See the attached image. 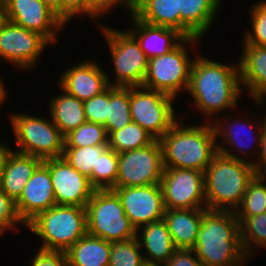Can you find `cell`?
Instances as JSON below:
<instances>
[{
	"label": "cell",
	"mask_w": 266,
	"mask_h": 266,
	"mask_svg": "<svg viewBox=\"0 0 266 266\" xmlns=\"http://www.w3.org/2000/svg\"><path fill=\"white\" fill-rule=\"evenodd\" d=\"M240 223V236L245 254L250 258L258 250L266 249V213L251 217H236ZM255 244V245H254ZM254 252V253H253Z\"/></svg>",
	"instance_id": "cell-31"
},
{
	"label": "cell",
	"mask_w": 266,
	"mask_h": 266,
	"mask_svg": "<svg viewBox=\"0 0 266 266\" xmlns=\"http://www.w3.org/2000/svg\"><path fill=\"white\" fill-rule=\"evenodd\" d=\"M163 171L161 144L154 140L143 148L119 153L118 175L113 188L160 184Z\"/></svg>",
	"instance_id": "cell-11"
},
{
	"label": "cell",
	"mask_w": 266,
	"mask_h": 266,
	"mask_svg": "<svg viewBox=\"0 0 266 266\" xmlns=\"http://www.w3.org/2000/svg\"><path fill=\"white\" fill-rule=\"evenodd\" d=\"M108 145L86 147H64L62 157L81 174L90 178L92 170H97L98 157Z\"/></svg>",
	"instance_id": "cell-34"
},
{
	"label": "cell",
	"mask_w": 266,
	"mask_h": 266,
	"mask_svg": "<svg viewBox=\"0 0 266 266\" xmlns=\"http://www.w3.org/2000/svg\"><path fill=\"white\" fill-rule=\"evenodd\" d=\"M2 79L0 78V95L5 91L4 84L1 81Z\"/></svg>",
	"instance_id": "cell-50"
},
{
	"label": "cell",
	"mask_w": 266,
	"mask_h": 266,
	"mask_svg": "<svg viewBox=\"0 0 266 266\" xmlns=\"http://www.w3.org/2000/svg\"><path fill=\"white\" fill-rule=\"evenodd\" d=\"M222 0H180V33L186 38L198 37L210 31Z\"/></svg>",
	"instance_id": "cell-21"
},
{
	"label": "cell",
	"mask_w": 266,
	"mask_h": 266,
	"mask_svg": "<svg viewBox=\"0 0 266 266\" xmlns=\"http://www.w3.org/2000/svg\"><path fill=\"white\" fill-rule=\"evenodd\" d=\"M264 116H265V118H262L263 121L261 120L259 123L257 122L256 125H255V123L254 124L251 123V120L250 119L247 120L246 118L243 121L242 120H239V118H238V120L236 118L234 120L231 116H229V117L227 116L224 119H221V118L215 119V121H213V126H214V129H215L216 138L219 140V138L222 137L221 139H223L221 142L217 140V142H218L217 143V150H218V152L220 154H223L224 156H227V157L236 158V159H239V160H242V161H245V162L252 163V161L246 159V156L248 157L249 154L251 156L250 151H249V153L246 152L249 149V145H248L249 144L248 143L249 142V138L253 142L252 145H253V149L254 150H252L251 152L253 153V151H255V149H256V151L254 152V154H252V156H253V155H256L257 152L259 153V151H260L261 135H262L263 127H264V125L266 123V114ZM220 119H221V121H220ZM222 122L225 123L224 124L225 126L223 125ZM253 126H256V127L254 128ZM243 127L246 128V129H249L247 131L250 133V136L248 135L249 137H247L246 136L247 134L244 133L245 135L242 137V139H244L245 141H247L248 144L244 140H243L244 142H241L242 139H241V136L240 135H241V132H242L241 129H244ZM252 129H253V131H254V133L256 135L253 133ZM219 142H220V144H219ZM223 143L225 145H228V147L231 148V149L233 147L232 150H234V148H235V150L239 151L240 154L242 153L241 154L242 157L241 156H238V154L236 155V153H233L234 151L231 152L230 149L228 147L224 146ZM256 145H258V146H256ZM254 146L256 148H254ZM245 149H247V150H245Z\"/></svg>",
	"instance_id": "cell-17"
},
{
	"label": "cell",
	"mask_w": 266,
	"mask_h": 266,
	"mask_svg": "<svg viewBox=\"0 0 266 266\" xmlns=\"http://www.w3.org/2000/svg\"><path fill=\"white\" fill-rule=\"evenodd\" d=\"M89 1V17L95 20L99 18V16L107 13H110L115 6L126 7L129 13H132L134 10V0H88Z\"/></svg>",
	"instance_id": "cell-40"
},
{
	"label": "cell",
	"mask_w": 266,
	"mask_h": 266,
	"mask_svg": "<svg viewBox=\"0 0 266 266\" xmlns=\"http://www.w3.org/2000/svg\"><path fill=\"white\" fill-rule=\"evenodd\" d=\"M9 117L18 148L14 151L36 156L42 160L63 155L64 136L52 118L50 121L26 113H11Z\"/></svg>",
	"instance_id": "cell-8"
},
{
	"label": "cell",
	"mask_w": 266,
	"mask_h": 266,
	"mask_svg": "<svg viewBox=\"0 0 266 266\" xmlns=\"http://www.w3.org/2000/svg\"><path fill=\"white\" fill-rule=\"evenodd\" d=\"M81 14L89 16L88 0H62V21L66 25L73 18H78Z\"/></svg>",
	"instance_id": "cell-42"
},
{
	"label": "cell",
	"mask_w": 266,
	"mask_h": 266,
	"mask_svg": "<svg viewBox=\"0 0 266 266\" xmlns=\"http://www.w3.org/2000/svg\"><path fill=\"white\" fill-rule=\"evenodd\" d=\"M164 266H205L197 257L194 250L176 249Z\"/></svg>",
	"instance_id": "cell-43"
},
{
	"label": "cell",
	"mask_w": 266,
	"mask_h": 266,
	"mask_svg": "<svg viewBox=\"0 0 266 266\" xmlns=\"http://www.w3.org/2000/svg\"><path fill=\"white\" fill-rule=\"evenodd\" d=\"M160 186L165 209L207 208L202 171L164 168Z\"/></svg>",
	"instance_id": "cell-12"
},
{
	"label": "cell",
	"mask_w": 266,
	"mask_h": 266,
	"mask_svg": "<svg viewBox=\"0 0 266 266\" xmlns=\"http://www.w3.org/2000/svg\"><path fill=\"white\" fill-rule=\"evenodd\" d=\"M26 227L42 239L39 249L66 252L88 233L86 209L55 205L38 214Z\"/></svg>",
	"instance_id": "cell-5"
},
{
	"label": "cell",
	"mask_w": 266,
	"mask_h": 266,
	"mask_svg": "<svg viewBox=\"0 0 266 266\" xmlns=\"http://www.w3.org/2000/svg\"><path fill=\"white\" fill-rule=\"evenodd\" d=\"M43 163L49 168L56 205L86 207L96 190L89 178L62 156L45 159Z\"/></svg>",
	"instance_id": "cell-15"
},
{
	"label": "cell",
	"mask_w": 266,
	"mask_h": 266,
	"mask_svg": "<svg viewBox=\"0 0 266 266\" xmlns=\"http://www.w3.org/2000/svg\"><path fill=\"white\" fill-rule=\"evenodd\" d=\"M142 250L137 237L111 242L109 266H142L145 262Z\"/></svg>",
	"instance_id": "cell-36"
},
{
	"label": "cell",
	"mask_w": 266,
	"mask_h": 266,
	"mask_svg": "<svg viewBox=\"0 0 266 266\" xmlns=\"http://www.w3.org/2000/svg\"><path fill=\"white\" fill-rule=\"evenodd\" d=\"M136 234L140 248H144V251H146L143 254L146 262L164 264L176 250L163 218L139 227Z\"/></svg>",
	"instance_id": "cell-23"
},
{
	"label": "cell",
	"mask_w": 266,
	"mask_h": 266,
	"mask_svg": "<svg viewBox=\"0 0 266 266\" xmlns=\"http://www.w3.org/2000/svg\"><path fill=\"white\" fill-rule=\"evenodd\" d=\"M109 86L101 93L83 102L87 122L104 125L107 122Z\"/></svg>",
	"instance_id": "cell-38"
},
{
	"label": "cell",
	"mask_w": 266,
	"mask_h": 266,
	"mask_svg": "<svg viewBox=\"0 0 266 266\" xmlns=\"http://www.w3.org/2000/svg\"><path fill=\"white\" fill-rule=\"evenodd\" d=\"M154 140L145 129L132 121L121 130L114 131L108 135V147L119 154L143 148Z\"/></svg>",
	"instance_id": "cell-30"
},
{
	"label": "cell",
	"mask_w": 266,
	"mask_h": 266,
	"mask_svg": "<svg viewBox=\"0 0 266 266\" xmlns=\"http://www.w3.org/2000/svg\"><path fill=\"white\" fill-rule=\"evenodd\" d=\"M43 2L62 20V0H43Z\"/></svg>",
	"instance_id": "cell-46"
},
{
	"label": "cell",
	"mask_w": 266,
	"mask_h": 266,
	"mask_svg": "<svg viewBox=\"0 0 266 266\" xmlns=\"http://www.w3.org/2000/svg\"><path fill=\"white\" fill-rule=\"evenodd\" d=\"M200 39L185 38L167 54L150 59L142 86L165 93L174 99L181 91L187 92L193 59L188 57L186 48L190 43L192 47L196 46Z\"/></svg>",
	"instance_id": "cell-7"
},
{
	"label": "cell",
	"mask_w": 266,
	"mask_h": 266,
	"mask_svg": "<svg viewBox=\"0 0 266 266\" xmlns=\"http://www.w3.org/2000/svg\"><path fill=\"white\" fill-rule=\"evenodd\" d=\"M16 224L26 227L18 215L15 201L0 188V234L3 235L6 229L17 228Z\"/></svg>",
	"instance_id": "cell-39"
},
{
	"label": "cell",
	"mask_w": 266,
	"mask_h": 266,
	"mask_svg": "<svg viewBox=\"0 0 266 266\" xmlns=\"http://www.w3.org/2000/svg\"><path fill=\"white\" fill-rule=\"evenodd\" d=\"M266 213V180L256 175L247 186L242 202L235 210L236 217H251Z\"/></svg>",
	"instance_id": "cell-33"
},
{
	"label": "cell",
	"mask_w": 266,
	"mask_h": 266,
	"mask_svg": "<svg viewBox=\"0 0 266 266\" xmlns=\"http://www.w3.org/2000/svg\"><path fill=\"white\" fill-rule=\"evenodd\" d=\"M256 175L252 163L218 152L204 172L207 209L235 212Z\"/></svg>",
	"instance_id": "cell-4"
},
{
	"label": "cell",
	"mask_w": 266,
	"mask_h": 266,
	"mask_svg": "<svg viewBox=\"0 0 266 266\" xmlns=\"http://www.w3.org/2000/svg\"><path fill=\"white\" fill-rule=\"evenodd\" d=\"M255 103L257 105H265L264 103H266V88L254 99Z\"/></svg>",
	"instance_id": "cell-47"
},
{
	"label": "cell",
	"mask_w": 266,
	"mask_h": 266,
	"mask_svg": "<svg viewBox=\"0 0 266 266\" xmlns=\"http://www.w3.org/2000/svg\"><path fill=\"white\" fill-rule=\"evenodd\" d=\"M250 10L252 29L244 34V45L266 46V0L255 2Z\"/></svg>",
	"instance_id": "cell-37"
},
{
	"label": "cell",
	"mask_w": 266,
	"mask_h": 266,
	"mask_svg": "<svg viewBox=\"0 0 266 266\" xmlns=\"http://www.w3.org/2000/svg\"><path fill=\"white\" fill-rule=\"evenodd\" d=\"M50 43L39 33L5 18L0 22V57L20 69L31 70Z\"/></svg>",
	"instance_id": "cell-13"
},
{
	"label": "cell",
	"mask_w": 266,
	"mask_h": 266,
	"mask_svg": "<svg viewBox=\"0 0 266 266\" xmlns=\"http://www.w3.org/2000/svg\"><path fill=\"white\" fill-rule=\"evenodd\" d=\"M164 168L205 172L218 153L213 123L187 125L176 122L160 139Z\"/></svg>",
	"instance_id": "cell-3"
},
{
	"label": "cell",
	"mask_w": 266,
	"mask_h": 266,
	"mask_svg": "<svg viewBox=\"0 0 266 266\" xmlns=\"http://www.w3.org/2000/svg\"><path fill=\"white\" fill-rule=\"evenodd\" d=\"M31 266H68L65 252L38 249L31 260Z\"/></svg>",
	"instance_id": "cell-41"
},
{
	"label": "cell",
	"mask_w": 266,
	"mask_h": 266,
	"mask_svg": "<svg viewBox=\"0 0 266 266\" xmlns=\"http://www.w3.org/2000/svg\"><path fill=\"white\" fill-rule=\"evenodd\" d=\"M108 145L106 128L97 123L85 122L64 137V147Z\"/></svg>",
	"instance_id": "cell-35"
},
{
	"label": "cell",
	"mask_w": 266,
	"mask_h": 266,
	"mask_svg": "<svg viewBox=\"0 0 266 266\" xmlns=\"http://www.w3.org/2000/svg\"><path fill=\"white\" fill-rule=\"evenodd\" d=\"M5 3V0H0V7H3Z\"/></svg>",
	"instance_id": "cell-52"
},
{
	"label": "cell",
	"mask_w": 266,
	"mask_h": 266,
	"mask_svg": "<svg viewBox=\"0 0 266 266\" xmlns=\"http://www.w3.org/2000/svg\"><path fill=\"white\" fill-rule=\"evenodd\" d=\"M3 19V7H0V22Z\"/></svg>",
	"instance_id": "cell-51"
},
{
	"label": "cell",
	"mask_w": 266,
	"mask_h": 266,
	"mask_svg": "<svg viewBox=\"0 0 266 266\" xmlns=\"http://www.w3.org/2000/svg\"><path fill=\"white\" fill-rule=\"evenodd\" d=\"M119 154L107 147L98 157L97 170H92L89 178L91 185L96 190L112 189L118 175Z\"/></svg>",
	"instance_id": "cell-32"
},
{
	"label": "cell",
	"mask_w": 266,
	"mask_h": 266,
	"mask_svg": "<svg viewBox=\"0 0 266 266\" xmlns=\"http://www.w3.org/2000/svg\"><path fill=\"white\" fill-rule=\"evenodd\" d=\"M110 76L106 74L95 60H83L63 71L59 86L82 102L113 86Z\"/></svg>",
	"instance_id": "cell-19"
},
{
	"label": "cell",
	"mask_w": 266,
	"mask_h": 266,
	"mask_svg": "<svg viewBox=\"0 0 266 266\" xmlns=\"http://www.w3.org/2000/svg\"><path fill=\"white\" fill-rule=\"evenodd\" d=\"M193 250L205 266H244L240 223L234 211L207 209L202 215Z\"/></svg>",
	"instance_id": "cell-2"
},
{
	"label": "cell",
	"mask_w": 266,
	"mask_h": 266,
	"mask_svg": "<svg viewBox=\"0 0 266 266\" xmlns=\"http://www.w3.org/2000/svg\"><path fill=\"white\" fill-rule=\"evenodd\" d=\"M259 156H256L258 160L254 161L252 158L253 166L255 167L257 175H262L266 173V123L263 127L262 135H261V143H260V151ZM258 161V162H257Z\"/></svg>",
	"instance_id": "cell-44"
},
{
	"label": "cell",
	"mask_w": 266,
	"mask_h": 266,
	"mask_svg": "<svg viewBox=\"0 0 266 266\" xmlns=\"http://www.w3.org/2000/svg\"><path fill=\"white\" fill-rule=\"evenodd\" d=\"M97 24L105 36L112 57L116 76L113 86H142L149 60L136 38L128 30L118 31L115 28Z\"/></svg>",
	"instance_id": "cell-9"
},
{
	"label": "cell",
	"mask_w": 266,
	"mask_h": 266,
	"mask_svg": "<svg viewBox=\"0 0 266 266\" xmlns=\"http://www.w3.org/2000/svg\"><path fill=\"white\" fill-rule=\"evenodd\" d=\"M130 16L133 27L128 31L136 38L148 60L167 54L186 38L176 29L146 23L133 12Z\"/></svg>",
	"instance_id": "cell-20"
},
{
	"label": "cell",
	"mask_w": 266,
	"mask_h": 266,
	"mask_svg": "<svg viewBox=\"0 0 266 266\" xmlns=\"http://www.w3.org/2000/svg\"><path fill=\"white\" fill-rule=\"evenodd\" d=\"M120 198L124 212L137 230L163 218L165 207L160 184L112 188Z\"/></svg>",
	"instance_id": "cell-16"
},
{
	"label": "cell",
	"mask_w": 266,
	"mask_h": 266,
	"mask_svg": "<svg viewBox=\"0 0 266 266\" xmlns=\"http://www.w3.org/2000/svg\"><path fill=\"white\" fill-rule=\"evenodd\" d=\"M207 208L165 209L163 219L176 249L193 250Z\"/></svg>",
	"instance_id": "cell-22"
},
{
	"label": "cell",
	"mask_w": 266,
	"mask_h": 266,
	"mask_svg": "<svg viewBox=\"0 0 266 266\" xmlns=\"http://www.w3.org/2000/svg\"><path fill=\"white\" fill-rule=\"evenodd\" d=\"M132 122L130 114V87L109 85V105L107 122L103 125L107 135L121 130Z\"/></svg>",
	"instance_id": "cell-29"
},
{
	"label": "cell",
	"mask_w": 266,
	"mask_h": 266,
	"mask_svg": "<svg viewBox=\"0 0 266 266\" xmlns=\"http://www.w3.org/2000/svg\"><path fill=\"white\" fill-rule=\"evenodd\" d=\"M61 95L53 96L49 99L50 117L53 123L58 127L62 135L65 137L71 131L78 128L86 122L83 102L77 97L70 95L65 90Z\"/></svg>",
	"instance_id": "cell-26"
},
{
	"label": "cell",
	"mask_w": 266,
	"mask_h": 266,
	"mask_svg": "<svg viewBox=\"0 0 266 266\" xmlns=\"http://www.w3.org/2000/svg\"><path fill=\"white\" fill-rule=\"evenodd\" d=\"M241 87L239 62L222 64L201 55L193 59L187 91L195 109L207 116L204 122L215 121L222 111L235 110L243 91Z\"/></svg>",
	"instance_id": "cell-1"
},
{
	"label": "cell",
	"mask_w": 266,
	"mask_h": 266,
	"mask_svg": "<svg viewBox=\"0 0 266 266\" xmlns=\"http://www.w3.org/2000/svg\"><path fill=\"white\" fill-rule=\"evenodd\" d=\"M174 98L143 86L130 87L132 121L159 140L179 119L174 111Z\"/></svg>",
	"instance_id": "cell-10"
},
{
	"label": "cell",
	"mask_w": 266,
	"mask_h": 266,
	"mask_svg": "<svg viewBox=\"0 0 266 266\" xmlns=\"http://www.w3.org/2000/svg\"><path fill=\"white\" fill-rule=\"evenodd\" d=\"M18 215L27 225L38 214L56 205L49 168L42 162L15 201Z\"/></svg>",
	"instance_id": "cell-18"
},
{
	"label": "cell",
	"mask_w": 266,
	"mask_h": 266,
	"mask_svg": "<svg viewBox=\"0 0 266 266\" xmlns=\"http://www.w3.org/2000/svg\"><path fill=\"white\" fill-rule=\"evenodd\" d=\"M13 150L10 149V147L7 146L5 143H0V182L2 179V175L4 173L5 164L7 162V159L9 157V154Z\"/></svg>",
	"instance_id": "cell-45"
},
{
	"label": "cell",
	"mask_w": 266,
	"mask_h": 266,
	"mask_svg": "<svg viewBox=\"0 0 266 266\" xmlns=\"http://www.w3.org/2000/svg\"><path fill=\"white\" fill-rule=\"evenodd\" d=\"M266 180V173L261 175Z\"/></svg>",
	"instance_id": "cell-53"
},
{
	"label": "cell",
	"mask_w": 266,
	"mask_h": 266,
	"mask_svg": "<svg viewBox=\"0 0 266 266\" xmlns=\"http://www.w3.org/2000/svg\"><path fill=\"white\" fill-rule=\"evenodd\" d=\"M43 162L39 157L12 151L5 164L0 188L16 201L36 168Z\"/></svg>",
	"instance_id": "cell-24"
},
{
	"label": "cell",
	"mask_w": 266,
	"mask_h": 266,
	"mask_svg": "<svg viewBox=\"0 0 266 266\" xmlns=\"http://www.w3.org/2000/svg\"><path fill=\"white\" fill-rule=\"evenodd\" d=\"M7 91L5 90L1 95H0V105H2L4 102V100H6L7 98ZM1 107V106H0Z\"/></svg>",
	"instance_id": "cell-49"
},
{
	"label": "cell",
	"mask_w": 266,
	"mask_h": 266,
	"mask_svg": "<svg viewBox=\"0 0 266 266\" xmlns=\"http://www.w3.org/2000/svg\"><path fill=\"white\" fill-rule=\"evenodd\" d=\"M87 232L108 242L136 237V229L126 216L121 200L111 190H95L86 204Z\"/></svg>",
	"instance_id": "cell-6"
},
{
	"label": "cell",
	"mask_w": 266,
	"mask_h": 266,
	"mask_svg": "<svg viewBox=\"0 0 266 266\" xmlns=\"http://www.w3.org/2000/svg\"><path fill=\"white\" fill-rule=\"evenodd\" d=\"M242 45L241 86L255 99L266 88V46Z\"/></svg>",
	"instance_id": "cell-25"
},
{
	"label": "cell",
	"mask_w": 266,
	"mask_h": 266,
	"mask_svg": "<svg viewBox=\"0 0 266 266\" xmlns=\"http://www.w3.org/2000/svg\"><path fill=\"white\" fill-rule=\"evenodd\" d=\"M65 254L68 266H109L111 242L87 233Z\"/></svg>",
	"instance_id": "cell-27"
},
{
	"label": "cell",
	"mask_w": 266,
	"mask_h": 266,
	"mask_svg": "<svg viewBox=\"0 0 266 266\" xmlns=\"http://www.w3.org/2000/svg\"><path fill=\"white\" fill-rule=\"evenodd\" d=\"M3 18L43 36L51 45L64 29V22L43 0H5Z\"/></svg>",
	"instance_id": "cell-14"
},
{
	"label": "cell",
	"mask_w": 266,
	"mask_h": 266,
	"mask_svg": "<svg viewBox=\"0 0 266 266\" xmlns=\"http://www.w3.org/2000/svg\"><path fill=\"white\" fill-rule=\"evenodd\" d=\"M142 266H164L163 263H155V262H144Z\"/></svg>",
	"instance_id": "cell-48"
},
{
	"label": "cell",
	"mask_w": 266,
	"mask_h": 266,
	"mask_svg": "<svg viewBox=\"0 0 266 266\" xmlns=\"http://www.w3.org/2000/svg\"><path fill=\"white\" fill-rule=\"evenodd\" d=\"M180 0H134L133 13L142 21L180 32Z\"/></svg>",
	"instance_id": "cell-28"
}]
</instances>
